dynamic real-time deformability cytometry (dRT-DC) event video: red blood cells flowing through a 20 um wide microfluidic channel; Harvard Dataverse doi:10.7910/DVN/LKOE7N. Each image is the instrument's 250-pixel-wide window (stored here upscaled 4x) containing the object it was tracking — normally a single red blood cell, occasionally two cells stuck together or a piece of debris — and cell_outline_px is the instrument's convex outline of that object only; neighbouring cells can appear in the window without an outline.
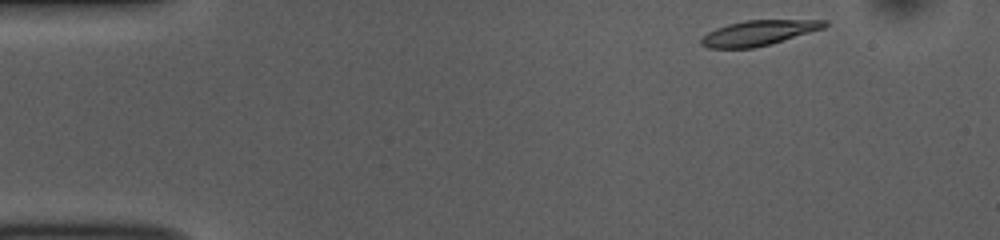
{"species": "common noctule bat (a hibernating species)", "species_latin": "Nyctalus noctula", "temperature_condition": "room temperature", "stored_images_in_passage": 48, "camera_frame_rate_fps": 3000, "um_per_image_px": 0.085, "animal": {"sex": "female", "body_mass_g": 10.0, "forearm_length_mm": 53.1}, "frame": {"image": 1, "passage_image": 1, "time_ms": 0.0, "image_size_px": [1000, 240], "cell_outline_px": [[828, 24], [824, 28], [768, 44], [752, 48], [708, 48], [700, 44], [700, 40], [708, 32], [716, 28], [728, 24], [744, 20], [828, 20]], "centroid_in_image_um": [64.45, 2.79], "position_along_channel_um": 20.5, "area_um2": 17.8}}
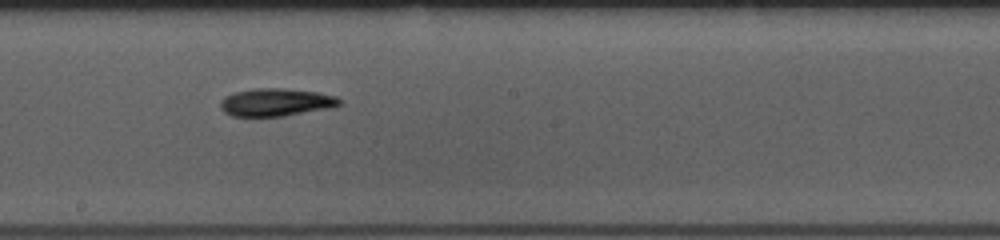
{"frame": {"image": 2, "passage_image": 24, "time_ms": 7.667, "image_size_px": [1000, 240], "cell_outline_px": [[340, 104], [336, 108], [284, 116], [232, 116], [224, 112], [220, 108], [220, 100], [224, 96], [232, 92], [256, 88], [284, 88], [316, 92], [336, 96], [340, 100]], "centroid_in_image_um": [23.46, 8.69], "position_along_channel_um": 224.7, "area_um2": 19.59}}
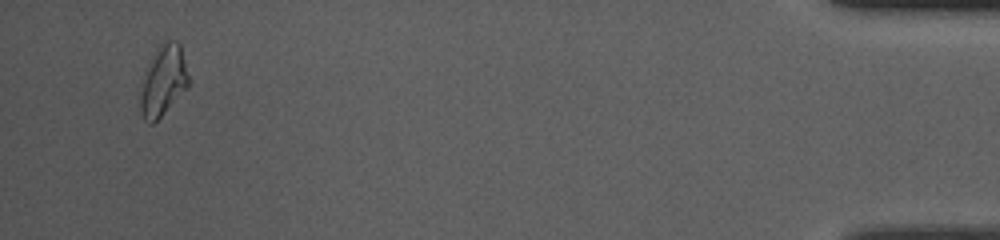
{"frame": {"image": 3, "passage_image": 46, "time_ms": 15.0, "image_size_px": [1000, 240], "cell_outline_px": [[188, 88], [152, 124], [148, 124], [144, 120], [140, 112], [140, 96], [144, 72], [152, 52], [164, 40], [176, 40], [180, 44], [188, 76]], "centroid_in_image_um": [13.85, 6.83], "position_along_channel_um": 421.4, "area_um2": 19.88}, "authors_computed_cell_mechanics": {"area_um2": 18.5827, "velocity_mm_per_s": 3.7422, "shape_relaxation_time_tau1_ms": 2.8554, "shape_relaxation_time_tau2_ms": null, "deformation_change_tau1": 0.1602, "deformation_change_tau2": null}}